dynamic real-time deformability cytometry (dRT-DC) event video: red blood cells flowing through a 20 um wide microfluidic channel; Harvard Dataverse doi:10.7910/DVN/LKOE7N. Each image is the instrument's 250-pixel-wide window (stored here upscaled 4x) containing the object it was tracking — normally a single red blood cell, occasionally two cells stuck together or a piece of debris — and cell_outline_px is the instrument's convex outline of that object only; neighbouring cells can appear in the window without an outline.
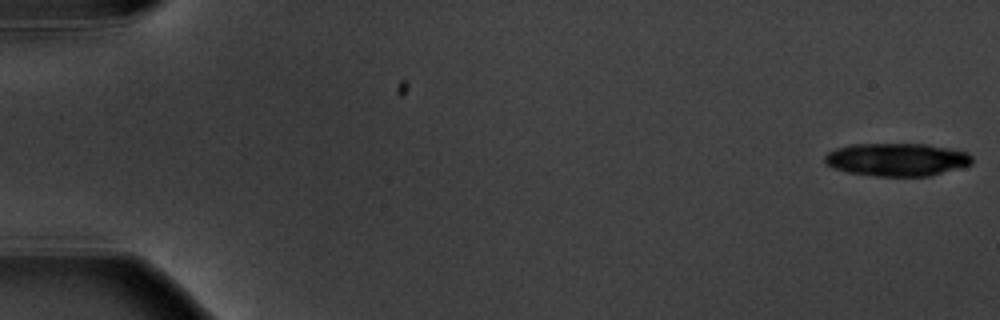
{"species": "common noctule bat (a hibernating species)", "species_latin": "Nyctalus noctula", "temperature_condition": "warm", "stored_images_in_passage": 8, "camera_frame_rate_fps": 3000, "um_per_image_px": 0.085, "animal": {"sex": "male", "body_mass_g": 20.1, "forearm_length_mm": 53.5}, "frame": {"image": 1, "passage_image": 1, "time_ms": 0.0, "image_size_px": [1000, 320], "cell_outline_px": [[972, 164], [932, 176], [876, 176], [848, 172], [832, 168], [824, 160], [824, 156], [828, 152], [836, 148], [852, 144], [928, 144], [952, 148], [968, 152], [972, 156]], "centroid_in_image_um": [76.26, 13.56], "position_along_channel_um": 8.7, "area_um2": 28.5}}